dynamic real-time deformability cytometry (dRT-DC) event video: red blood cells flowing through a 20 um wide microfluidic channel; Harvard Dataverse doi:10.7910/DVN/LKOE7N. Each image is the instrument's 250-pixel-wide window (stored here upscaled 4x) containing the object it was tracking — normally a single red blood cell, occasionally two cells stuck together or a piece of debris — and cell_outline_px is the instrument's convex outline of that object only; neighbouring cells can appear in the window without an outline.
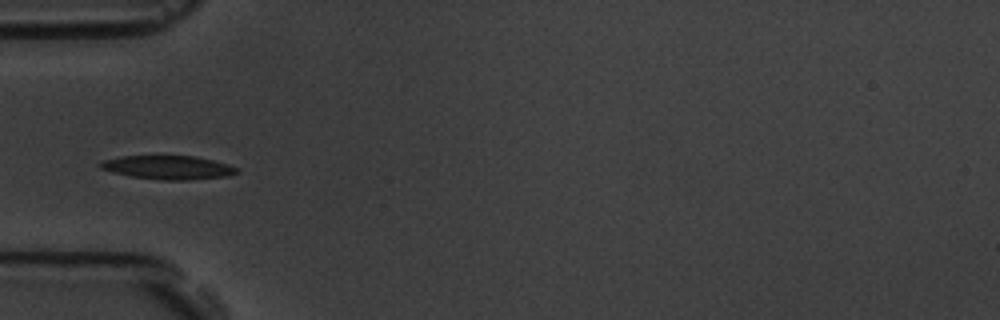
{"species": "common noctule bat (a hibernating species)", "species_latin": "Nyctalus noctula", "temperature_condition": "room temperature", "stored_images_in_passage": 10, "camera_frame_rate_fps": 3000, "um_per_image_px": 0.085, "animal": {"sex": "male", "body_mass_g": 19.5, "forearm_length_mm": 54.6}, "frame": {"image": 1, "passage_image": 6, "time_ms": 6.0, "image_size_px": [1000, 320], "cell_outline_px": [[240, 172], [228, 176], [188, 180], [164, 180], [132, 176], [112, 172], [100, 168], [96, 164], [100, 160], [120, 156], [196, 156], [228, 164], [236, 168]], "centroid_in_image_um": [14.24, 14.23], "position_along_channel_um": 70.8, "area_um2": 18.9}}
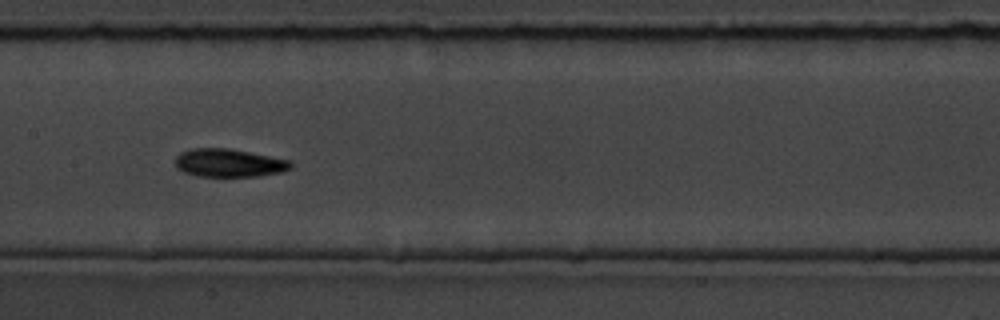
{"frame": {"image": 2, "passage_image": 9, "time_ms": 9.333, "image_size_px": [1000, 320], "cell_outline_px": [[292, 168], [284, 172], [260, 176], [200, 176], [184, 172], [176, 168], [176, 156], [180, 152], [192, 148], [228, 148], [288, 160], [292, 164]], "centroid_in_image_um": [19.45, 13.85], "position_along_channel_um": 187.9, "area_um2": 18.84}}
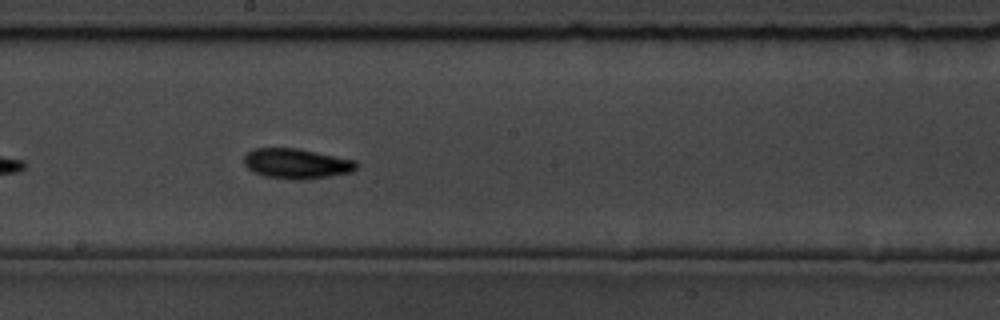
{"frame": {"image": 3, "passage_image": 10, "time_ms": 10.333, "image_size_px": [1000, 320], "cell_outline_px": [[356, 168], [352, 172], [332, 176], [304, 180], [292, 180], [264, 176], [248, 168], [244, 164], [244, 156], [252, 148], [300, 148], [356, 160]], "centroid_in_image_um": [25.22, 13.9], "position_along_channel_um": 223.0, "area_um2": 19.94}}